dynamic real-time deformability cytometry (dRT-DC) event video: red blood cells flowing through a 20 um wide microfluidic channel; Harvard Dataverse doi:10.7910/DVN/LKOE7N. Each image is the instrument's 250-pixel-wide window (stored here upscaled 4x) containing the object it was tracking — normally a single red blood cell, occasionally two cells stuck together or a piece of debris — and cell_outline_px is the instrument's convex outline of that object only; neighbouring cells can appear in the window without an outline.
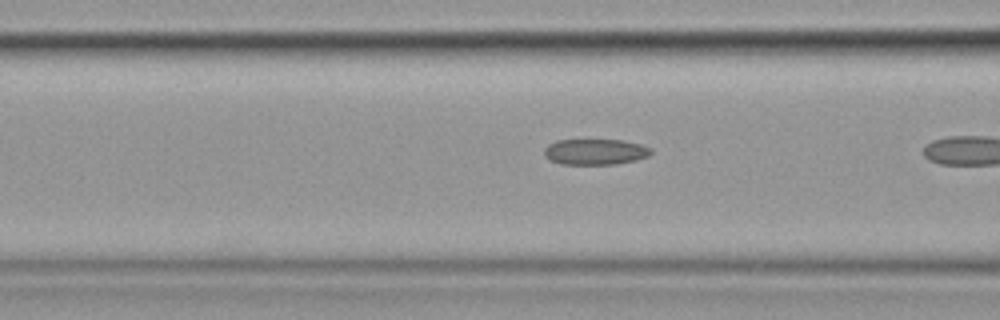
{"species": "common noctule bat (a hibernating species)", "species_latin": "Nyctalus noctula", "temperature_condition": "cold", "stored_images_in_passage": 8, "camera_frame_rate_fps": 3000, "um_per_image_px": 0.085, "animal": {"sex": "female", "body_mass_g": 19.9}, "frame": {"image": 1, "passage_image": 7, "time_ms": 2.0, "image_size_px": [1000, 320], "cell_outline_px": [[652, 152], [648, 156], [636, 160], [616, 164], [560, 164], [544, 156], [544, 148], [548, 144], [556, 140], [624, 140], [640, 144], [652, 148]], "centroid_in_image_um": [50.6, 12.9], "position_along_channel_um": 116.0, "area_um2": 16.13}}